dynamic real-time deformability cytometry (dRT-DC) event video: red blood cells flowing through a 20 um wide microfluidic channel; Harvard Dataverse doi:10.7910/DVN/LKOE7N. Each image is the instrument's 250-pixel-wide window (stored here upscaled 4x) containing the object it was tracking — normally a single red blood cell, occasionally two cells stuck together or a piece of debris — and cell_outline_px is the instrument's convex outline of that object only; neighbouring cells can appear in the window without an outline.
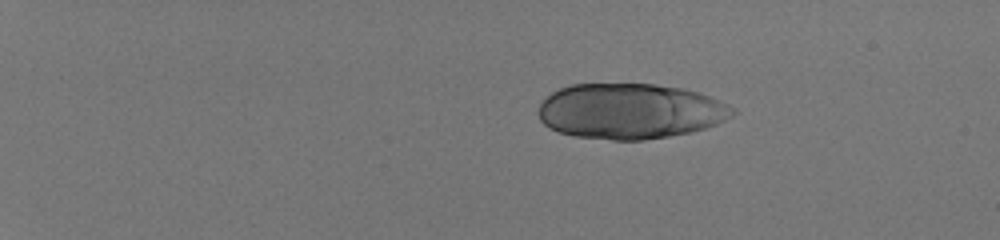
{"species": "human", "species_latin": "Homo sapiens", "temperature_condition": "room temperature", "stored_images_in_passage": 28, "camera_frame_rate_fps": 3000, "um_per_image_px": 0.085, "donor": {"sex": "male"}, "frame": {"image": 1, "passage_image": 12, "time_ms": 3.667, "image_size_px": [1000, 240], "cell_outline_px": [[736, 112], [732, 116], [716, 124], [692, 132], [644, 140], [612, 140], [572, 136], [556, 132], [548, 128], [540, 120], [540, 104], [552, 92], [560, 88], [572, 84], [656, 84], [684, 88], [700, 92], [720, 100], [736, 108]], "centroid_in_image_um": [53.58, 9.45], "position_along_channel_um": 31.4, "area_um2": 63.12}}